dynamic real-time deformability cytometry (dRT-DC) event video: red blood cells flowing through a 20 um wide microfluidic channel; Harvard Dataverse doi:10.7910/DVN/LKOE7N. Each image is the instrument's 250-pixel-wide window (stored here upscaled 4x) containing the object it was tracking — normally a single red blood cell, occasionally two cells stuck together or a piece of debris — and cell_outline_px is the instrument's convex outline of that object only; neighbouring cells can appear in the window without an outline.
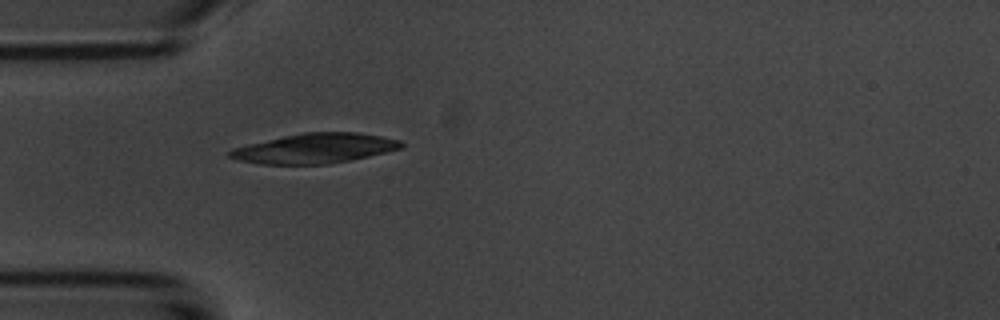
{"species": "common noctule bat (a hibernating species)", "species_latin": "Nyctalus noctula", "temperature_condition": "room temperature", "stored_images_in_passage": 1, "camera_frame_rate_fps": 3000, "um_per_image_px": 0.085, "animal": {"sex": "male", "body_mass_g": 20.1, "forearm_length_mm": 53.5}, "frame": {"image": 1, "passage_image": 1, "time_ms": 0.0, "image_size_px": [1000, 320], "cell_outline_px": [[404, 148], [368, 156], [328, 164], [260, 164], [240, 160], [228, 156], [228, 152], [232, 148], [248, 144], [284, 136], [304, 132], [356, 132], [380, 136], [400, 140], [404, 144]], "centroid_in_image_um": [26.77, 12.61], "position_along_channel_um": 58.2, "area_um2": 29.59}}